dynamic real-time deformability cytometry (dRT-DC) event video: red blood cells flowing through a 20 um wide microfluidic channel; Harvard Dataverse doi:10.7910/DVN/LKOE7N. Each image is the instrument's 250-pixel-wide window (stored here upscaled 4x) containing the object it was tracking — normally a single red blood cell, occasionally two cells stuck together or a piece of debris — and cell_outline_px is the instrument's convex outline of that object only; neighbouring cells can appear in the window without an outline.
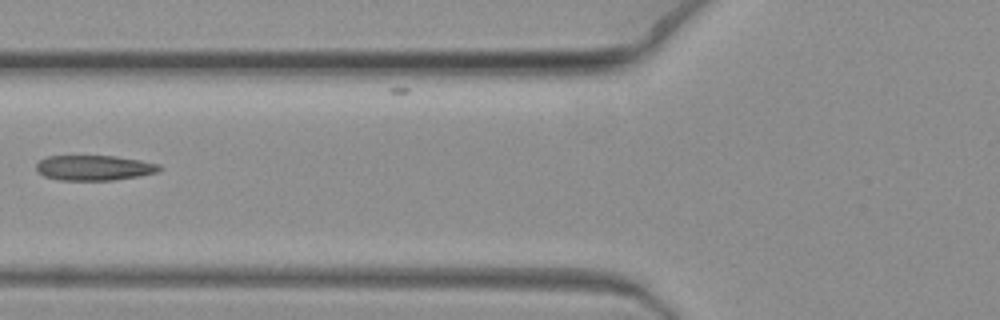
{"species": "common noctule bat (a hibernating species)", "species_latin": "Nyctalus noctula", "temperature_condition": "warm", "stored_images_in_passage": 5, "camera_frame_rate_fps": 3000, "um_per_image_px": 0.085, "animal": {"sex": "female", "body_mass_g": 19.3, "forearm_length_mm": 54.1}, "frame": {"image": 1, "passage_image": 3, "time_ms": 0.667, "image_size_px": [1000, 320], "cell_outline_px": [[160, 168], [156, 172], [136, 176], [112, 180], [56, 180], [44, 176], [36, 172], [36, 164], [40, 160], [48, 156], [116, 156], [140, 160], [160, 164]], "centroid_in_image_um": [7.94, 14.26], "position_along_channel_um": 117.9, "area_um2": 17.98}}
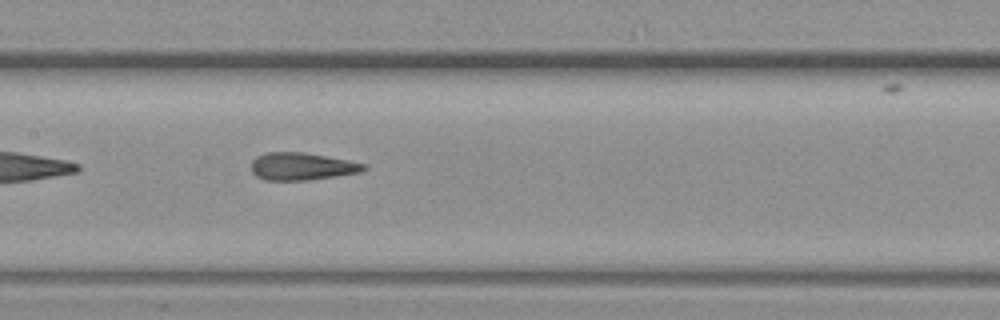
{"frame": {"image": 2, "passage_image": 5, "time_ms": 1.333, "image_size_px": [1000, 320], "cell_outline_px": [[368, 168], [360, 172], [308, 180], [264, 180], [256, 176], [252, 172], [252, 160], [256, 156], [268, 152], [304, 152], [348, 160], [364, 164]], "centroid_in_image_um": [25.63, 14.14], "position_along_channel_um": 181.8, "area_um2": 17.92}}